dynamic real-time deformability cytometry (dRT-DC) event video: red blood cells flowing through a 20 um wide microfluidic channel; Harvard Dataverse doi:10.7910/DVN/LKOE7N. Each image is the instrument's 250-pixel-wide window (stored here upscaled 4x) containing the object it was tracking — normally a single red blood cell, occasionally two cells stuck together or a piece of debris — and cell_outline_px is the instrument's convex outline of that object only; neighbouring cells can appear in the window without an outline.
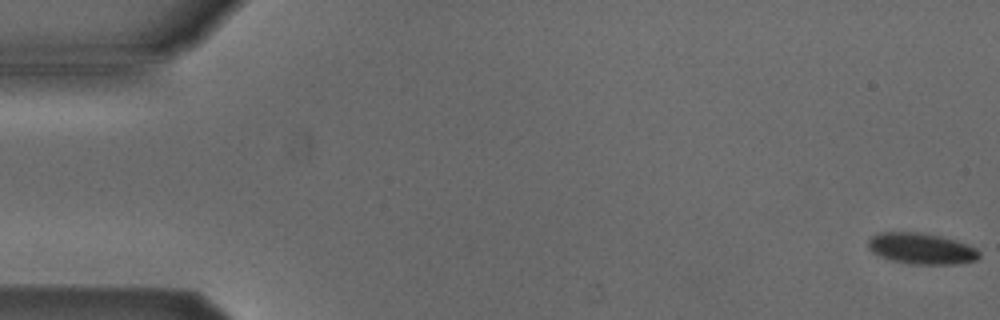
{"species": "Egyptian fruit bat (a non-hibernating species)", "species_latin": "Rousettus aegyptiacus", "temperature_condition": "cold", "stored_images_in_passage": 54, "camera_frame_rate_fps": 3000, "um_per_image_px": 0.085, "animal": {"sex": "male"}, "frame": {"image": 1, "passage_image": 1, "time_ms": 0.0, "image_size_px": [1000, 320], "cell_outline_px": [[980, 256], [976, 260], [956, 264], [912, 264], [892, 260], [880, 256], [872, 252], [868, 248], [868, 240], [872, 236], [880, 232], [924, 232], [956, 240], [976, 248], [980, 252]], "centroid_in_image_um": [78.32, 21.12], "position_along_channel_um": 6.7, "area_um2": 20.17}}
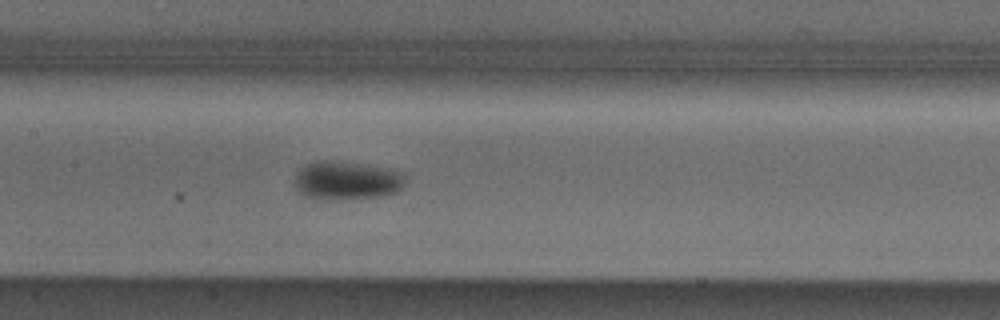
{"frame": {"image": 2, "passage_image": 26, "time_ms": 8.333, "image_size_px": [1000, 320], "cell_outline_px": [[408, 172], [404, 184], [396, 192], [380, 196], [344, 200], [312, 200], [304, 196], [296, 188], [292, 180], [296, 172], [300, 168], [316, 160], [328, 160], [388, 168]], "centroid_in_image_um": [29.44, 15.36], "position_along_channel_um": 178.0, "area_um2": 25.55}}
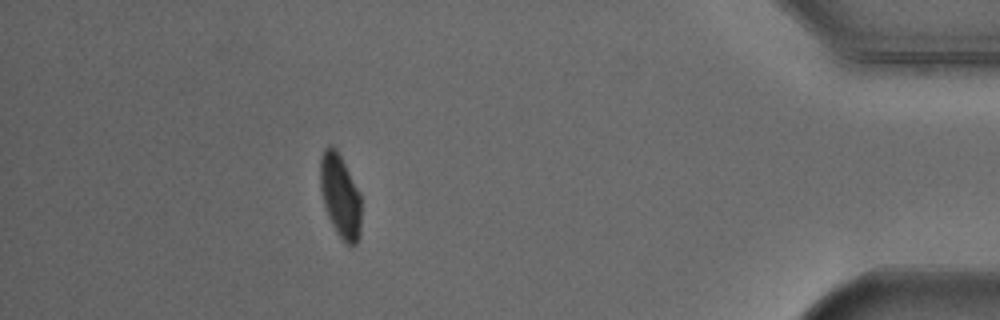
{"frame": {"image": 3, "passage_image": 48, "time_ms": 15.667, "image_size_px": [1000, 320], "cell_outline_px": [[360, 236], [356, 244], [348, 248], [336, 232], [328, 216], [324, 204], [320, 188], [320, 156], [324, 148], [328, 144], [332, 144], [336, 148], [360, 196]], "centroid_in_image_um": [28.89, 16.68], "position_along_channel_um": 406.3, "area_um2": 19.83}, "authors_computed_cell_mechanics": {"area_um2": 21.1548, "velocity_mm_per_s": 3.8398, "shape_relaxation_time_tau1_ms": 1.9303, "shape_relaxation_time_tau2_ms": null, "deformation_change_tau1": 0.065, "deformation_change_tau2": null}}